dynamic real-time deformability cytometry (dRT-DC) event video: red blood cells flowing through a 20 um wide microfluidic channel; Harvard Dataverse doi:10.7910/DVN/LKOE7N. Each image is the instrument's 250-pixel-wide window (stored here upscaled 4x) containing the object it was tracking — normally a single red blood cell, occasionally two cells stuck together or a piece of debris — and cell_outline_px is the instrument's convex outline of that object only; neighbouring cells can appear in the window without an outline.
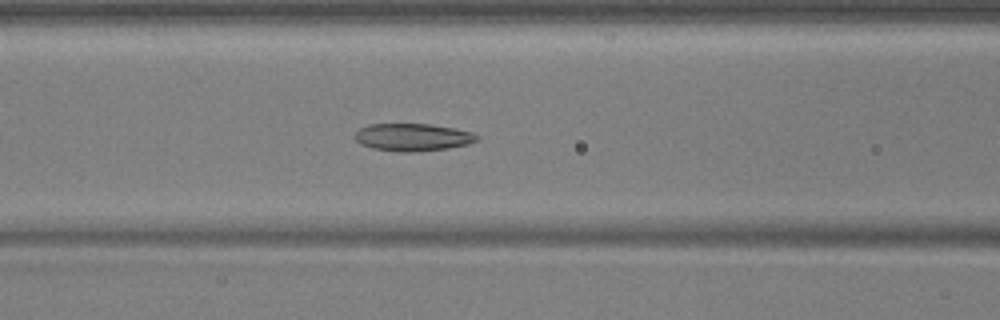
{"species": "common noctule bat (a hibernating species)", "species_latin": "Nyctalus noctula", "temperature_condition": "warm", "stored_images_in_passage": 54, "camera_frame_rate_fps": 3000, "um_per_image_px": 0.085, "animal": {"sex": "male", "body_mass_g": 17.9, "forearm_length_mm": 54.2}, "frame": {"image": 1, "passage_image": 23, "time_ms": 7.333, "image_size_px": [1000, 320], "cell_outline_px": [[480, 136], [476, 140], [468, 144], [448, 148], [412, 152], [396, 152], [372, 148], [360, 144], [356, 140], [356, 132], [360, 128], [368, 124], [428, 124], [456, 128], [472, 132]], "centroid_in_image_um": [35.08, 11.66], "position_along_channel_um": 131.5, "area_um2": 19.59}}
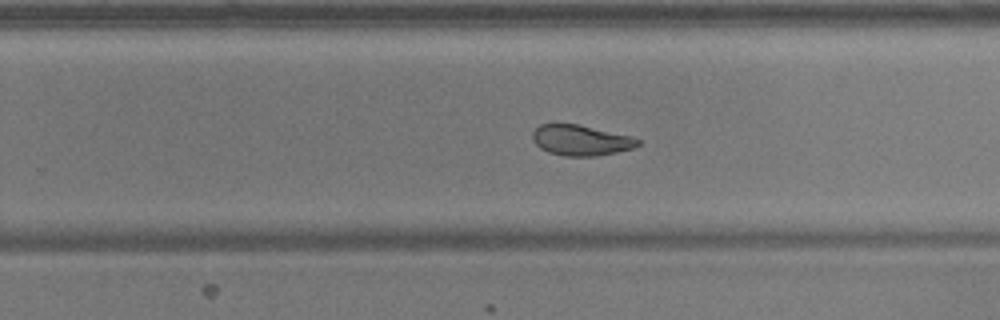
{"frame": {"image": 2, "passage_image": 35, "time_ms": 11.333, "image_size_px": [1000, 320], "cell_outline_px": [[640, 144], [632, 148], [616, 152], [596, 156], [564, 156], [548, 152], [540, 148], [532, 140], [532, 132], [540, 124], [576, 124], [628, 136], [640, 140]], "centroid_in_image_um": [49.31, 11.93], "position_along_channel_um": 280.5, "area_um2": 18.44}}
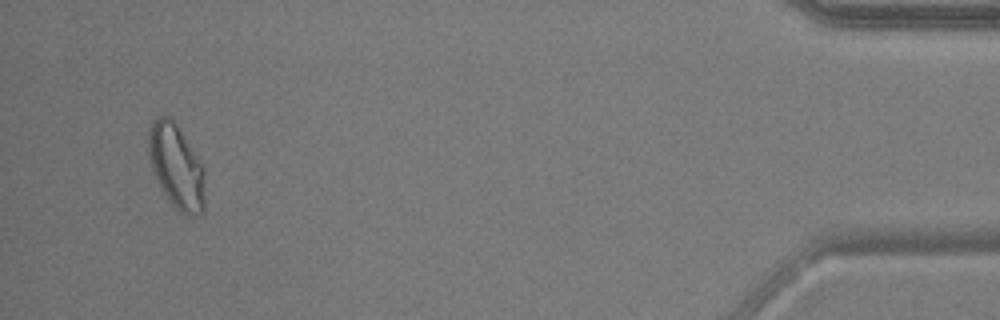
{"frame": {"image": 3, "passage_image": 52, "time_ms": 17.0, "image_size_px": [1000, 320], "cell_outline_px": [[204, 212], [196, 216], [184, 216], [168, 200], [160, 188], [152, 168], [148, 148], [148, 132], [152, 120], [156, 116], [168, 116], [176, 124], [200, 160], [204, 168]], "centroid_in_image_um": [14.99, 14.18], "position_along_channel_um": 420.2, "area_um2": 27.8}, "authors_computed_cell_mechanics": {"area_um2": 20.9236, "velocity_mm_per_s": 3.7266, "shape_relaxation_time_tau1_ms": 10.1292, "shape_relaxation_time_tau2_ms": 2.5799, "deformation_change_tau1": 0.2527, "deformation_change_tau2": 0.0751}}